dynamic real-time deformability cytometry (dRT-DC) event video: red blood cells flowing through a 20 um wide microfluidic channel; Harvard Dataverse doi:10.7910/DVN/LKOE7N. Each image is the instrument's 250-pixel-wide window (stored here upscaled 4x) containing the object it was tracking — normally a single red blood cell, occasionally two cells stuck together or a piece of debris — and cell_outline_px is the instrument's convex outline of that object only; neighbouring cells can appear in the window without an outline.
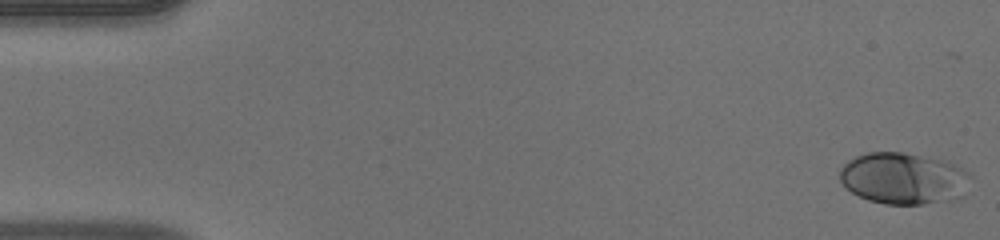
{"species": "human", "species_latin": "Homo sapiens", "temperature_condition": "warm", "stored_images_in_passage": 50, "camera_frame_rate_fps": 3000, "um_per_image_px": 0.085, "donor": {"sex": "male"}, "frame": {"image": 1, "passage_image": 1, "time_ms": 0.0, "image_size_px": [1000, 240], "cell_outline_px": [[972, 176], [964, 196], [924, 204], [884, 204], [868, 200], [852, 192], [840, 180], [840, 168], [848, 160], [856, 156], [868, 152], [904, 152], [948, 160], [964, 168]], "centroid_in_image_um": [76.84, 15.14], "position_along_channel_um": 8.2, "area_um2": 39.65}}
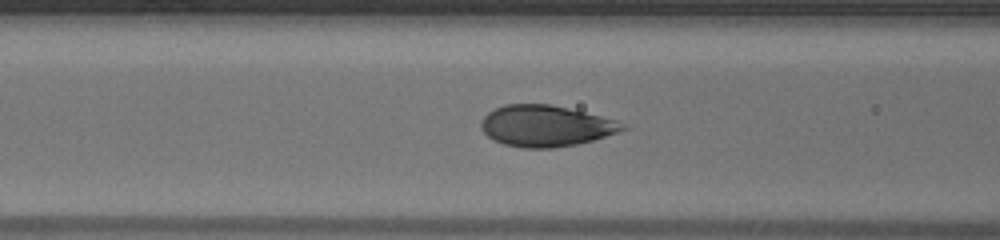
{"frame": {"image": 2, "passage_image": 20, "time_ms": 6.333, "image_size_px": [1000, 240], "cell_outline_px": [[628, 128], [592, 140], [576, 144], [552, 148], [524, 148], [504, 144], [488, 136], [480, 128], [480, 124], [484, 116], [488, 112], [504, 104], [548, 104], [568, 108], [616, 120]], "centroid_in_image_um": [46.34, 10.7], "position_along_channel_um": 120.3, "area_um2": 33.52}}
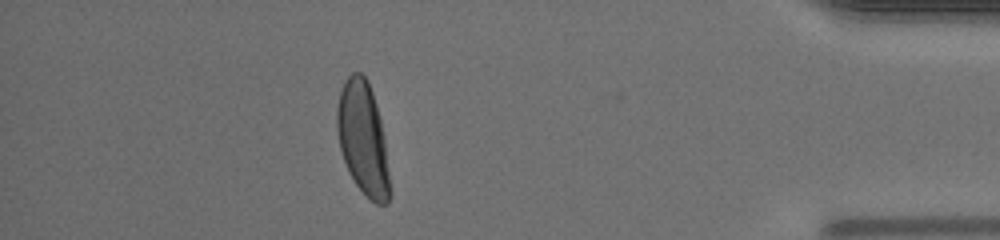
{"frame": {"image": 3, "passage_image": 44, "time_ms": 14.333, "image_size_px": [1000, 240], "cell_outline_px": [[392, 196], [388, 204], [376, 204], [356, 184], [348, 172], [340, 148], [336, 128], [336, 108], [340, 92], [344, 80], [352, 72], [360, 72], [368, 80], [372, 92], [380, 120], [384, 136], [392, 192]], "centroid_in_image_um": [30.86, 11.8], "position_along_channel_um": 404.3, "area_um2": 34.91}, "authors_computed_cell_mechanics": {"area_um2": 34.8245, "velocity_mm_per_s": 4.1124, "shape_relaxation_time_tau1_ms": 3.5383, "shape_relaxation_time_tau2_ms": null, "deformation_change_tau1": 0.1694, "deformation_change_tau2": null}}